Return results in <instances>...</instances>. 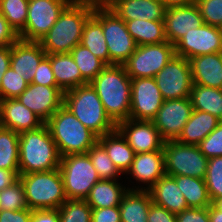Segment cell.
Listing matches in <instances>:
<instances>
[{"instance_id": "obj_1", "label": "cell", "mask_w": 222, "mask_h": 222, "mask_svg": "<svg viewBox=\"0 0 222 222\" xmlns=\"http://www.w3.org/2000/svg\"><path fill=\"white\" fill-rule=\"evenodd\" d=\"M90 85L98 94L106 114L115 124L129 119L131 78L124 65H107Z\"/></svg>"}, {"instance_id": "obj_2", "label": "cell", "mask_w": 222, "mask_h": 222, "mask_svg": "<svg viewBox=\"0 0 222 222\" xmlns=\"http://www.w3.org/2000/svg\"><path fill=\"white\" fill-rule=\"evenodd\" d=\"M93 15V10L72 0L60 13L55 24L39 41L47 54L69 53L81 43L86 21Z\"/></svg>"}, {"instance_id": "obj_3", "label": "cell", "mask_w": 222, "mask_h": 222, "mask_svg": "<svg viewBox=\"0 0 222 222\" xmlns=\"http://www.w3.org/2000/svg\"><path fill=\"white\" fill-rule=\"evenodd\" d=\"M61 156L46 124L19 134L20 174L59 168Z\"/></svg>"}, {"instance_id": "obj_4", "label": "cell", "mask_w": 222, "mask_h": 222, "mask_svg": "<svg viewBox=\"0 0 222 222\" xmlns=\"http://www.w3.org/2000/svg\"><path fill=\"white\" fill-rule=\"evenodd\" d=\"M61 157L87 153L98 137L62 105L45 123Z\"/></svg>"}, {"instance_id": "obj_5", "label": "cell", "mask_w": 222, "mask_h": 222, "mask_svg": "<svg viewBox=\"0 0 222 222\" xmlns=\"http://www.w3.org/2000/svg\"><path fill=\"white\" fill-rule=\"evenodd\" d=\"M63 105L97 137L116 129V124L106 114L98 94L90 83L65 91Z\"/></svg>"}, {"instance_id": "obj_6", "label": "cell", "mask_w": 222, "mask_h": 222, "mask_svg": "<svg viewBox=\"0 0 222 222\" xmlns=\"http://www.w3.org/2000/svg\"><path fill=\"white\" fill-rule=\"evenodd\" d=\"M19 179L31 210L59 209L67 200L59 168L20 174Z\"/></svg>"}, {"instance_id": "obj_7", "label": "cell", "mask_w": 222, "mask_h": 222, "mask_svg": "<svg viewBox=\"0 0 222 222\" xmlns=\"http://www.w3.org/2000/svg\"><path fill=\"white\" fill-rule=\"evenodd\" d=\"M59 171L67 199L85 200L91 188L101 180L88 153L61 157Z\"/></svg>"}, {"instance_id": "obj_8", "label": "cell", "mask_w": 222, "mask_h": 222, "mask_svg": "<svg viewBox=\"0 0 222 222\" xmlns=\"http://www.w3.org/2000/svg\"><path fill=\"white\" fill-rule=\"evenodd\" d=\"M163 152L166 175L205 179L209 159L200 151L198 145L170 140L164 142Z\"/></svg>"}, {"instance_id": "obj_9", "label": "cell", "mask_w": 222, "mask_h": 222, "mask_svg": "<svg viewBox=\"0 0 222 222\" xmlns=\"http://www.w3.org/2000/svg\"><path fill=\"white\" fill-rule=\"evenodd\" d=\"M93 16L102 24L110 65H123L137 48L126 23L112 9L93 10Z\"/></svg>"}, {"instance_id": "obj_10", "label": "cell", "mask_w": 222, "mask_h": 222, "mask_svg": "<svg viewBox=\"0 0 222 222\" xmlns=\"http://www.w3.org/2000/svg\"><path fill=\"white\" fill-rule=\"evenodd\" d=\"M175 56V45L167 42L137 46L123 64L130 78H154Z\"/></svg>"}, {"instance_id": "obj_11", "label": "cell", "mask_w": 222, "mask_h": 222, "mask_svg": "<svg viewBox=\"0 0 222 222\" xmlns=\"http://www.w3.org/2000/svg\"><path fill=\"white\" fill-rule=\"evenodd\" d=\"M72 0H29L25 28L19 39L39 42L57 21Z\"/></svg>"}, {"instance_id": "obj_12", "label": "cell", "mask_w": 222, "mask_h": 222, "mask_svg": "<svg viewBox=\"0 0 222 222\" xmlns=\"http://www.w3.org/2000/svg\"><path fill=\"white\" fill-rule=\"evenodd\" d=\"M154 79L164 100L190 97L193 85L191 66L184 57L175 55Z\"/></svg>"}, {"instance_id": "obj_13", "label": "cell", "mask_w": 222, "mask_h": 222, "mask_svg": "<svg viewBox=\"0 0 222 222\" xmlns=\"http://www.w3.org/2000/svg\"><path fill=\"white\" fill-rule=\"evenodd\" d=\"M217 52H222V29L208 24L191 29L175 44V55L187 60Z\"/></svg>"}, {"instance_id": "obj_14", "label": "cell", "mask_w": 222, "mask_h": 222, "mask_svg": "<svg viewBox=\"0 0 222 222\" xmlns=\"http://www.w3.org/2000/svg\"><path fill=\"white\" fill-rule=\"evenodd\" d=\"M164 99L154 78H131L129 119L152 121Z\"/></svg>"}, {"instance_id": "obj_15", "label": "cell", "mask_w": 222, "mask_h": 222, "mask_svg": "<svg viewBox=\"0 0 222 222\" xmlns=\"http://www.w3.org/2000/svg\"><path fill=\"white\" fill-rule=\"evenodd\" d=\"M192 111L190 98L164 100L152 121L164 141L177 140Z\"/></svg>"}, {"instance_id": "obj_16", "label": "cell", "mask_w": 222, "mask_h": 222, "mask_svg": "<svg viewBox=\"0 0 222 222\" xmlns=\"http://www.w3.org/2000/svg\"><path fill=\"white\" fill-rule=\"evenodd\" d=\"M116 129L135 153L163 150L165 141L153 121L127 119L118 122Z\"/></svg>"}, {"instance_id": "obj_17", "label": "cell", "mask_w": 222, "mask_h": 222, "mask_svg": "<svg viewBox=\"0 0 222 222\" xmlns=\"http://www.w3.org/2000/svg\"><path fill=\"white\" fill-rule=\"evenodd\" d=\"M17 99L46 123L63 105L64 92L59 87L29 83Z\"/></svg>"}, {"instance_id": "obj_18", "label": "cell", "mask_w": 222, "mask_h": 222, "mask_svg": "<svg viewBox=\"0 0 222 222\" xmlns=\"http://www.w3.org/2000/svg\"><path fill=\"white\" fill-rule=\"evenodd\" d=\"M164 28L167 41L175 45L187 32L204 24L197 4L171 6L166 8Z\"/></svg>"}, {"instance_id": "obj_19", "label": "cell", "mask_w": 222, "mask_h": 222, "mask_svg": "<svg viewBox=\"0 0 222 222\" xmlns=\"http://www.w3.org/2000/svg\"><path fill=\"white\" fill-rule=\"evenodd\" d=\"M45 123L17 98L0 99V126L20 134L40 128Z\"/></svg>"}, {"instance_id": "obj_20", "label": "cell", "mask_w": 222, "mask_h": 222, "mask_svg": "<svg viewBox=\"0 0 222 222\" xmlns=\"http://www.w3.org/2000/svg\"><path fill=\"white\" fill-rule=\"evenodd\" d=\"M46 55L40 42L18 39L11 45L10 67L31 83L37 66Z\"/></svg>"}, {"instance_id": "obj_21", "label": "cell", "mask_w": 222, "mask_h": 222, "mask_svg": "<svg viewBox=\"0 0 222 222\" xmlns=\"http://www.w3.org/2000/svg\"><path fill=\"white\" fill-rule=\"evenodd\" d=\"M132 175L136 181L149 184L150 189L162 176L166 174L165 156L163 150L149 153H136L130 169L126 172Z\"/></svg>"}, {"instance_id": "obj_22", "label": "cell", "mask_w": 222, "mask_h": 222, "mask_svg": "<svg viewBox=\"0 0 222 222\" xmlns=\"http://www.w3.org/2000/svg\"><path fill=\"white\" fill-rule=\"evenodd\" d=\"M193 84L222 89V52L189 59Z\"/></svg>"}, {"instance_id": "obj_23", "label": "cell", "mask_w": 222, "mask_h": 222, "mask_svg": "<svg viewBox=\"0 0 222 222\" xmlns=\"http://www.w3.org/2000/svg\"><path fill=\"white\" fill-rule=\"evenodd\" d=\"M166 8L162 0H119L112 10L125 22L134 19L163 21Z\"/></svg>"}, {"instance_id": "obj_24", "label": "cell", "mask_w": 222, "mask_h": 222, "mask_svg": "<svg viewBox=\"0 0 222 222\" xmlns=\"http://www.w3.org/2000/svg\"><path fill=\"white\" fill-rule=\"evenodd\" d=\"M152 202L171 213L178 214L189 208L176 180L169 175L162 176L150 189Z\"/></svg>"}, {"instance_id": "obj_25", "label": "cell", "mask_w": 222, "mask_h": 222, "mask_svg": "<svg viewBox=\"0 0 222 222\" xmlns=\"http://www.w3.org/2000/svg\"><path fill=\"white\" fill-rule=\"evenodd\" d=\"M47 56L50 58L56 84L63 92L88 83L81 76L70 53L47 54Z\"/></svg>"}, {"instance_id": "obj_26", "label": "cell", "mask_w": 222, "mask_h": 222, "mask_svg": "<svg viewBox=\"0 0 222 222\" xmlns=\"http://www.w3.org/2000/svg\"><path fill=\"white\" fill-rule=\"evenodd\" d=\"M221 122L216 116L193 110L177 141L182 144L198 145Z\"/></svg>"}, {"instance_id": "obj_27", "label": "cell", "mask_w": 222, "mask_h": 222, "mask_svg": "<svg viewBox=\"0 0 222 222\" xmlns=\"http://www.w3.org/2000/svg\"><path fill=\"white\" fill-rule=\"evenodd\" d=\"M152 203L148 190L130 188L119 205L121 222H147Z\"/></svg>"}, {"instance_id": "obj_28", "label": "cell", "mask_w": 222, "mask_h": 222, "mask_svg": "<svg viewBox=\"0 0 222 222\" xmlns=\"http://www.w3.org/2000/svg\"><path fill=\"white\" fill-rule=\"evenodd\" d=\"M98 142L122 174L130 169L136 153L117 129L98 137Z\"/></svg>"}, {"instance_id": "obj_29", "label": "cell", "mask_w": 222, "mask_h": 222, "mask_svg": "<svg viewBox=\"0 0 222 222\" xmlns=\"http://www.w3.org/2000/svg\"><path fill=\"white\" fill-rule=\"evenodd\" d=\"M116 180H100L90 190L85 201L91 208H110L119 206L120 202L129 190Z\"/></svg>"}, {"instance_id": "obj_30", "label": "cell", "mask_w": 222, "mask_h": 222, "mask_svg": "<svg viewBox=\"0 0 222 222\" xmlns=\"http://www.w3.org/2000/svg\"><path fill=\"white\" fill-rule=\"evenodd\" d=\"M125 23L138 46L167 42L164 21L134 19Z\"/></svg>"}, {"instance_id": "obj_31", "label": "cell", "mask_w": 222, "mask_h": 222, "mask_svg": "<svg viewBox=\"0 0 222 222\" xmlns=\"http://www.w3.org/2000/svg\"><path fill=\"white\" fill-rule=\"evenodd\" d=\"M189 98L193 110L210 113L222 121V89L193 84Z\"/></svg>"}, {"instance_id": "obj_32", "label": "cell", "mask_w": 222, "mask_h": 222, "mask_svg": "<svg viewBox=\"0 0 222 222\" xmlns=\"http://www.w3.org/2000/svg\"><path fill=\"white\" fill-rule=\"evenodd\" d=\"M172 177L176 180L188 207L205 208L211 205L205 179L181 175Z\"/></svg>"}, {"instance_id": "obj_33", "label": "cell", "mask_w": 222, "mask_h": 222, "mask_svg": "<svg viewBox=\"0 0 222 222\" xmlns=\"http://www.w3.org/2000/svg\"><path fill=\"white\" fill-rule=\"evenodd\" d=\"M106 65H110V58L106 39L103 35L102 24L92 15L85 23L81 43Z\"/></svg>"}, {"instance_id": "obj_34", "label": "cell", "mask_w": 222, "mask_h": 222, "mask_svg": "<svg viewBox=\"0 0 222 222\" xmlns=\"http://www.w3.org/2000/svg\"><path fill=\"white\" fill-rule=\"evenodd\" d=\"M0 169L19 170V134L0 126Z\"/></svg>"}, {"instance_id": "obj_35", "label": "cell", "mask_w": 222, "mask_h": 222, "mask_svg": "<svg viewBox=\"0 0 222 222\" xmlns=\"http://www.w3.org/2000/svg\"><path fill=\"white\" fill-rule=\"evenodd\" d=\"M80 70L81 76L90 83L107 65L82 44L69 52Z\"/></svg>"}, {"instance_id": "obj_36", "label": "cell", "mask_w": 222, "mask_h": 222, "mask_svg": "<svg viewBox=\"0 0 222 222\" xmlns=\"http://www.w3.org/2000/svg\"><path fill=\"white\" fill-rule=\"evenodd\" d=\"M29 0H0V12L19 34L26 25Z\"/></svg>"}, {"instance_id": "obj_37", "label": "cell", "mask_w": 222, "mask_h": 222, "mask_svg": "<svg viewBox=\"0 0 222 222\" xmlns=\"http://www.w3.org/2000/svg\"><path fill=\"white\" fill-rule=\"evenodd\" d=\"M87 153L101 180H117L121 172L117 169L104 147L98 141Z\"/></svg>"}, {"instance_id": "obj_38", "label": "cell", "mask_w": 222, "mask_h": 222, "mask_svg": "<svg viewBox=\"0 0 222 222\" xmlns=\"http://www.w3.org/2000/svg\"><path fill=\"white\" fill-rule=\"evenodd\" d=\"M58 210L59 222H91L92 208L85 200L67 199Z\"/></svg>"}, {"instance_id": "obj_39", "label": "cell", "mask_w": 222, "mask_h": 222, "mask_svg": "<svg viewBox=\"0 0 222 222\" xmlns=\"http://www.w3.org/2000/svg\"><path fill=\"white\" fill-rule=\"evenodd\" d=\"M26 208H28V204L20 179L0 191V210L18 211Z\"/></svg>"}, {"instance_id": "obj_40", "label": "cell", "mask_w": 222, "mask_h": 222, "mask_svg": "<svg viewBox=\"0 0 222 222\" xmlns=\"http://www.w3.org/2000/svg\"><path fill=\"white\" fill-rule=\"evenodd\" d=\"M205 183L211 202L222 197V156L209 158Z\"/></svg>"}, {"instance_id": "obj_41", "label": "cell", "mask_w": 222, "mask_h": 222, "mask_svg": "<svg viewBox=\"0 0 222 222\" xmlns=\"http://www.w3.org/2000/svg\"><path fill=\"white\" fill-rule=\"evenodd\" d=\"M28 84L24 77L9 67L0 83V99L17 98L27 88Z\"/></svg>"}, {"instance_id": "obj_42", "label": "cell", "mask_w": 222, "mask_h": 222, "mask_svg": "<svg viewBox=\"0 0 222 222\" xmlns=\"http://www.w3.org/2000/svg\"><path fill=\"white\" fill-rule=\"evenodd\" d=\"M204 24L222 29V0H196Z\"/></svg>"}, {"instance_id": "obj_43", "label": "cell", "mask_w": 222, "mask_h": 222, "mask_svg": "<svg viewBox=\"0 0 222 222\" xmlns=\"http://www.w3.org/2000/svg\"><path fill=\"white\" fill-rule=\"evenodd\" d=\"M198 147L208 159L222 156V121L198 144Z\"/></svg>"}, {"instance_id": "obj_44", "label": "cell", "mask_w": 222, "mask_h": 222, "mask_svg": "<svg viewBox=\"0 0 222 222\" xmlns=\"http://www.w3.org/2000/svg\"><path fill=\"white\" fill-rule=\"evenodd\" d=\"M31 83L58 87L51 68L50 58L46 55L37 66L35 76Z\"/></svg>"}, {"instance_id": "obj_45", "label": "cell", "mask_w": 222, "mask_h": 222, "mask_svg": "<svg viewBox=\"0 0 222 222\" xmlns=\"http://www.w3.org/2000/svg\"><path fill=\"white\" fill-rule=\"evenodd\" d=\"M177 222H210L209 209L189 207L181 213L176 214Z\"/></svg>"}, {"instance_id": "obj_46", "label": "cell", "mask_w": 222, "mask_h": 222, "mask_svg": "<svg viewBox=\"0 0 222 222\" xmlns=\"http://www.w3.org/2000/svg\"><path fill=\"white\" fill-rule=\"evenodd\" d=\"M91 222H121L119 206L92 208Z\"/></svg>"}, {"instance_id": "obj_47", "label": "cell", "mask_w": 222, "mask_h": 222, "mask_svg": "<svg viewBox=\"0 0 222 222\" xmlns=\"http://www.w3.org/2000/svg\"><path fill=\"white\" fill-rule=\"evenodd\" d=\"M147 222H177V218L176 214L152 203L148 210Z\"/></svg>"}, {"instance_id": "obj_48", "label": "cell", "mask_w": 222, "mask_h": 222, "mask_svg": "<svg viewBox=\"0 0 222 222\" xmlns=\"http://www.w3.org/2000/svg\"><path fill=\"white\" fill-rule=\"evenodd\" d=\"M18 39L19 35L0 12V46H11Z\"/></svg>"}, {"instance_id": "obj_49", "label": "cell", "mask_w": 222, "mask_h": 222, "mask_svg": "<svg viewBox=\"0 0 222 222\" xmlns=\"http://www.w3.org/2000/svg\"><path fill=\"white\" fill-rule=\"evenodd\" d=\"M32 210L29 208L11 211L0 210V222H30Z\"/></svg>"}, {"instance_id": "obj_50", "label": "cell", "mask_w": 222, "mask_h": 222, "mask_svg": "<svg viewBox=\"0 0 222 222\" xmlns=\"http://www.w3.org/2000/svg\"><path fill=\"white\" fill-rule=\"evenodd\" d=\"M60 215L58 209L32 210L30 222H59Z\"/></svg>"}, {"instance_id": "obj_51", "label": "cell", "mask_w": 222, "mask_h": 222, "mask_svg": "<svg viewBox=\"0 0 222 222\" xmlns=\"http://www.w3.org/2000/svg\"><path fill=\"white\" fill-rule=\"evenodd\" d=\"M20 170L0 169V191L19 180Z\"/></svg>"}, {"instance_id": "obj_52", "label": "cell", "mask_w": 222, "mask_h": 222, "mask_svg": "<svg viewBox=\"0 0 222 222\" xmlns=\"http://www.w3.org/2000/svg\"><path fill=\"white\" fill-rule=\"evenodd\" d=\"M84 4L91 10H109L112 9L119 0H75Z\"/></svg>"}, {"instance_id": "obj_53", "label": "cell", "mask_w": 222, "mask_h": 222, "mask_svg": "<svg viewBox=\"0 0 222 222\" xmlns=\"http://www.w3.org/2000/svg\"><path fill=\"white\" fill-rule=\"evenodd\" d=\"M11 46H0V83L4 73L10 67Z\"/></svg>"}, {"instance_id": "obj_54", "label": "cell", "mask_w": 222, "mask_h": 222, "mask_svg": "<svg viewBox=\"0 0 222 222\" xmlns=\"http://www.w3.org/2000/svg\"><path fill=\"white\" fill-rule=\"evenodd\" d=\"M209 209V221L210 222H222V212L217 210L212 204Z\"/></svg>"}, {"instance_id": "obj_55", "label": "cell", "mask_w": 222, "mask_h": 222, "mask_svg": "<svg viewBox=\"0 0 222 222\" xmlns=\"http://www.w3.org/2000/svg\"><path fill=\"white\" fill-rule=\"evenodd\" d=\"M166 7L189 5L194 3L196 0H162Z\"/></svg>"}, {"instance_id": "obj_56", "label": "cell", "mask_w": 222, "mask_h": 222, "mask_svg": "<svg viewBox=\"0 0 222 222\" xmlns=\"http://www.w3.org/2000/svg\"><path fill=\"white\" fill-rule=\"evenodd\" d=\"M211 204L219 211L222 212V197H219L211 202Z\"/></svg>"}]
</instances>
